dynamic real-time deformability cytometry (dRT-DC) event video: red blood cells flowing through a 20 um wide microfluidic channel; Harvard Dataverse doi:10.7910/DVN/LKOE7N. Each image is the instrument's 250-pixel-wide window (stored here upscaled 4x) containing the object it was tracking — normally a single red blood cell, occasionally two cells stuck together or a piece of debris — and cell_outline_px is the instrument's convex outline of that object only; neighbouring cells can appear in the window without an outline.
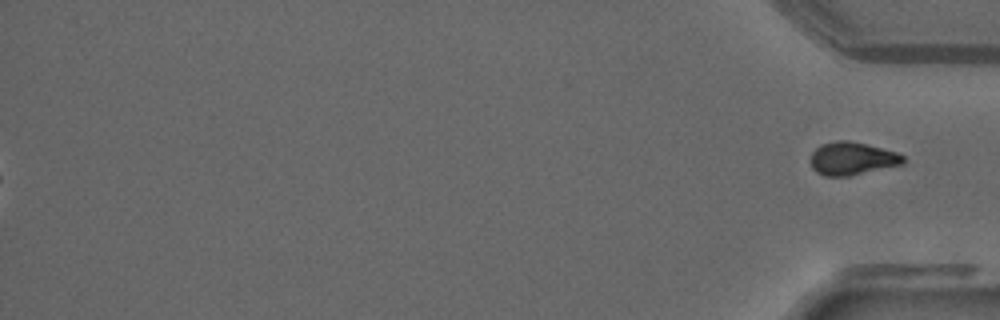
{"species": "common noctule bat (a hibernating species)", "species_latin": "Nyctalus noctula", "temperature_condition": "warm", "stored_images_in_passage": 52, "camera_frame_rate_fps": 3000, "um_per_image_px": 0.085, "animal": {"sex": "male", "forearm_length_mm": 52.5}, "frame": {"image": 1, "passage_image": 52, "time_ms": 17.0, "image_size_px": [1000, 320], "cell_outline_px": [[904, 164], [848, 176], [824, 176], [816, 172], [812, 168], [812, 152], [820, 144], [836, 140], [848, 140], [868, 144], [896, 152], [904, 156]], "centroid_in_image_um": [72.43, 13.47], "position_along_channel_um": 362.8, "area_um2": 17.8}}